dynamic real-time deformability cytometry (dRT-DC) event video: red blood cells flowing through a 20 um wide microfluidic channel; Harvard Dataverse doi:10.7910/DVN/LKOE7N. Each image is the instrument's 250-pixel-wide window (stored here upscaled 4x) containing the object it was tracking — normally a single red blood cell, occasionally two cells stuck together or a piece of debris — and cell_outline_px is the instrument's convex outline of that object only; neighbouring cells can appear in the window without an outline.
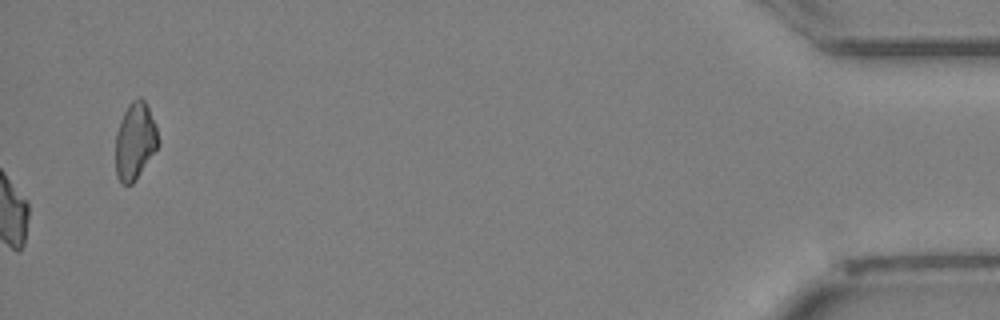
{"species": "Egyptian fruit bat (a non-hibernating species)", "species_latin": "Rousettus aegyptiacus", "temperature_condition": "cold", "stored_images_in_passage": 27, "camera_frame_rate_fps": 3000, "um_per_image_px": 0.085, "animal": {"sex": "female"}, "frame": {"image": 1, "passage_image": 27, "time_ms": 8.667, "image_size_px": [1000, 320], "cell_outline_px": [[160, 144], [136, 180], [132, 184], [120, 184], [116, 176], [116, 132], [120, 120], [128, 104], [132, 100], [140, 96], [144, 100], [148, 108], [156, 128], [160, 140]], "centroid_in_image_um": [11.47, 12.01], "position_along_channel_um": 423.7, "area_um2": 19.25}}